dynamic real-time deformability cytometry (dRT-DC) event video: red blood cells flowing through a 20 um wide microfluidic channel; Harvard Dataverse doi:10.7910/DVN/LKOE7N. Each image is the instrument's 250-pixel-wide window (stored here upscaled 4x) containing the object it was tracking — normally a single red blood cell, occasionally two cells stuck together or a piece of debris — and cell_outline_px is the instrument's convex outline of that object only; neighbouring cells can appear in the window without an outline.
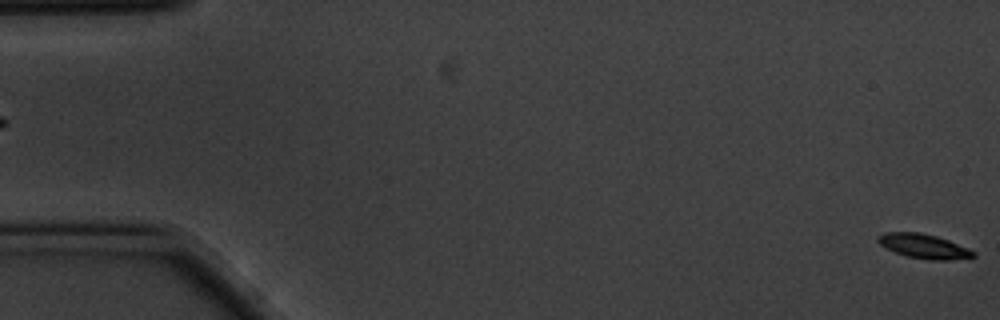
{"species": "common noctule bat (a hibernating species)", "species_latin": "Nyctalus noctula", "temperature_condition": "cold", "stored_images_in_passage": 6, "segment_of_instrument_passage": [2, 2], "camera_frame_rate_fps": 3000, "um_per_image_px": 0.085, "animal": {"sex": "male", "body_mass_g": 20.1, "forearm_length_mm": 53.5}, "frame": {"image": 1, "passage_image": 6, "time_ms": 1.667, "image_size_px": [1000, 320], "cell_outline_px": [[976, 256], [948, 260], [932, 260], [904, 256], [884, 248], [876, 240], [884, 232], [920, 232], [936, 236], [948, 240], [968, 248], [976, 252]], "centroid_in_image_um": [78.5, 20.93], "position_along_channel_um": 6.5, "area_um2": 13.58}}